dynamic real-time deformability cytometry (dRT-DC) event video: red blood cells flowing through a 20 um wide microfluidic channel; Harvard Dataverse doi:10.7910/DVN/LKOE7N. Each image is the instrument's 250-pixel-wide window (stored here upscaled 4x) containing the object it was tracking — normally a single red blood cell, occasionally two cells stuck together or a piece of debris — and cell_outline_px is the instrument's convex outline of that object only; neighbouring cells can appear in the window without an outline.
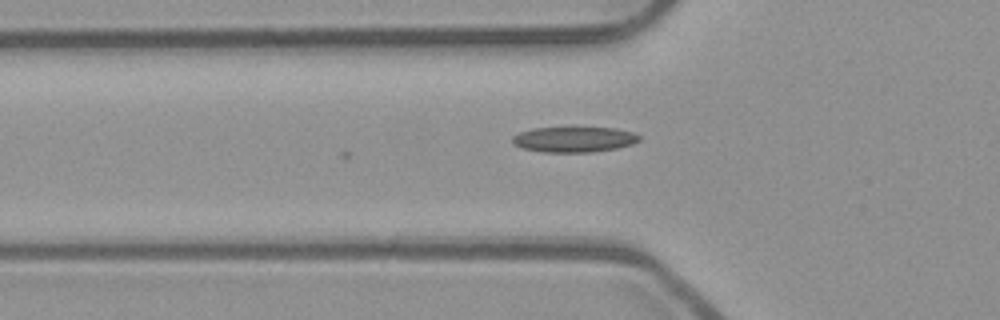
{"species": "common noctule bat (a hibernating species)", "species_latin": "Nyctalus noctula", "temperature_condition": "room temperature", "stored_images_in_passage": 8, "camera_frame_rate_fps": 3000, "um_per_image_px": 0.085, "animal": {"sex": "male", "body_mass_g": 23.1, "forearm_length_mm": 52.7}, "frame": {"image": 1, "passage_image": 2, "time_ms": 0.333, "image_size_px": [1000, 320], "cell_outline_px": [[640, 140], [632, 144], [616, 148], [592, 152], [544, 152], [524, 148], [516, 144], [512, 140], [512, 136], [520, 132], [532, 128], [616, 128], [632, 132], [640, 136]], "centroid_in_image_um": [48.81, 11.85], "position_along_channel_um": 77.0, "area_um2": 18.55}}
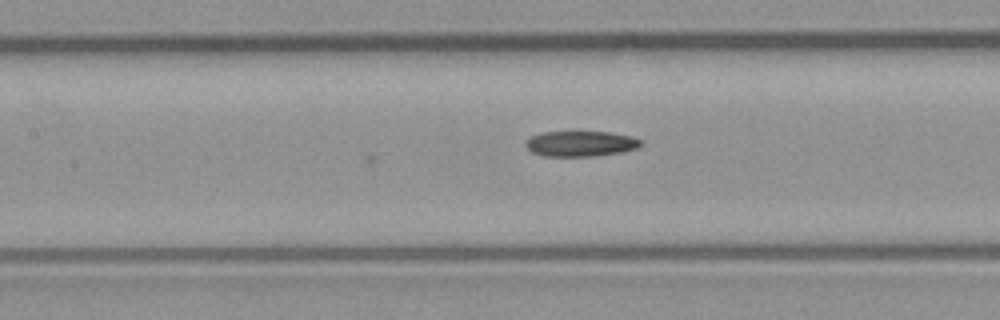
{"frame": {"image": 2, "passage_image": 8, "time_ms": 2.333, "image_size_px": [1000, 320], "cell_outline_px": [[644, 144], [636, 148], [624, 152], [596, 156], [544, 156], [532, 152], [524, 144], [532, 136], [540, 132], [608, 132], [632, 136], [640, 140]], "centroid_in_image_um": [49.38, 12.22], "position_along_channel_um": 158.0, "area_um2": 17.11}}